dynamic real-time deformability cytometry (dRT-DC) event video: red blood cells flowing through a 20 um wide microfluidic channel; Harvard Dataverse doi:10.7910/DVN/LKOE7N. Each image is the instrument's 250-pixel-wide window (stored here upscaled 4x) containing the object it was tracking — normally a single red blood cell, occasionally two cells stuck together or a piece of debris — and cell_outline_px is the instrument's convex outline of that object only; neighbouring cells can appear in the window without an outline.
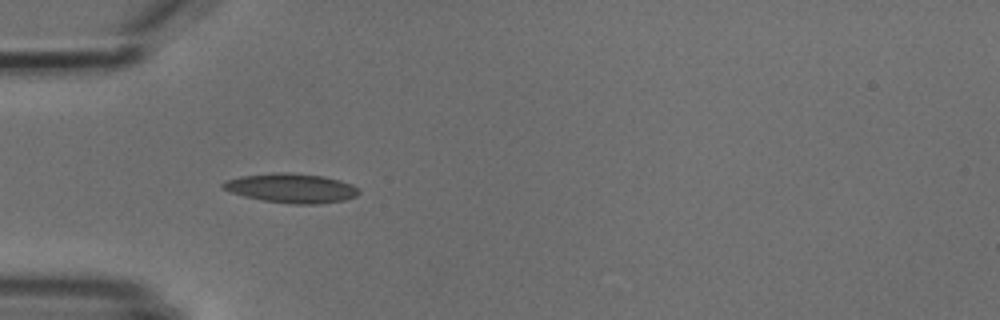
{"species": "common noctule bat (a hibernating species)", "species_latin": "Nyctalus noctula", "temperature_condition": "cold", "stored_images_in_passage": 4, "camera_frame_rate_fps": 3000, "um_per_image_px": 0.085, "animal": {"sex": "male", "body_mass_g": 18.8}, "frame": {"image": 1, "passage_image": 3, "time_ms": 3.333, "image_size_px": [1000, 320], "cell_outline_px": [[360, 192], [356, 196], [344, 200], [316, 204], [292, 204], [264, 200], [244, 196], [220, 188], [220, 184], [224, 180], [240, 176], [272, 172], [288, 172], [324, 176], [340, 180], [352, 184]], "centroid_in_image_um": [24.72, 15.98], "position_along_channel_um": 60.3, "area_um2": 23.35}}
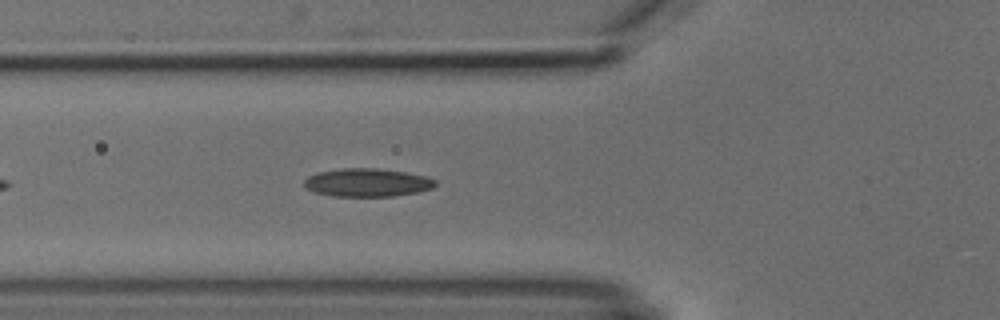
{"frame": {"image": 2, "passage_image": 4, "time_ms": 4.333, "image_size_px": [1000, 320], "cell_outline_px": [[436, 184], [432, 188], [416, 192], [392, 196], [332, 196], [316, 192], [304, 188], [304, 180], [308, 176], [320, 172], [340, 168], [380, 168], [408, 172], [424, 176], [436, 180]], "centroid_in_image_um": [31.2, 15.51], "position_along_channel_um": 94.6, "area_um2": 21.56}}